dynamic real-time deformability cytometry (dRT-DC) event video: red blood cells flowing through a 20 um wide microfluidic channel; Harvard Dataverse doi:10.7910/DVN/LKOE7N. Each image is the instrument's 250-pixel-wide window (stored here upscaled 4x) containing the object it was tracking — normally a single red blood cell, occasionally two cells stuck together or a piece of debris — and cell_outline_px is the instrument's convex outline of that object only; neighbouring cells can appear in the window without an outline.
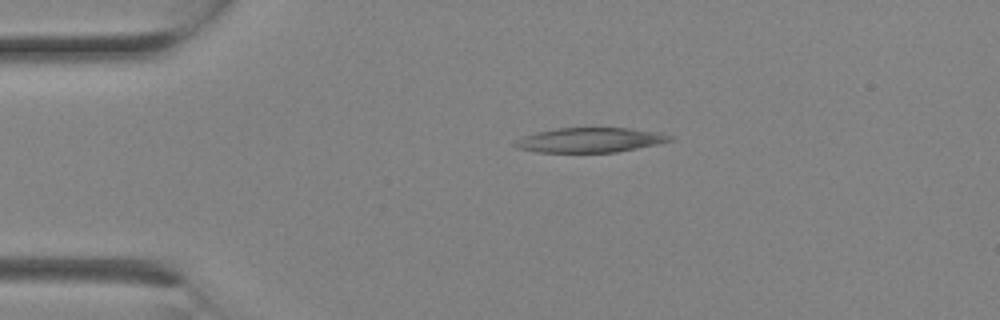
{"species": "Egyptian fruit bat (a non-hibernating species)", "species_latin": "Rousettus aegyptiacus", "temperature_condition": "room temperature", "stored_images_in_passage": 2, "camera_frame_rate_fps": 3000, "um_per_image_px": 0.085, "animal": {"sex": "female"}, "frame": {"image": 1, "passage_image": 2, "time_ms": 0.333, "image_size_px": [1000, 320], "cell_outline_px": [[676, 136], [672, 140], [660, 144], [616, 152], [536, 152], [516, 148], [512, 144], [524, 136], [536, 132], [556, 128], [628, 128], [656, 132]], "centroid_in_image_um": [50.18, 11.9], "position_along_channel_um": 34.8, "area_um2": 22.31}}